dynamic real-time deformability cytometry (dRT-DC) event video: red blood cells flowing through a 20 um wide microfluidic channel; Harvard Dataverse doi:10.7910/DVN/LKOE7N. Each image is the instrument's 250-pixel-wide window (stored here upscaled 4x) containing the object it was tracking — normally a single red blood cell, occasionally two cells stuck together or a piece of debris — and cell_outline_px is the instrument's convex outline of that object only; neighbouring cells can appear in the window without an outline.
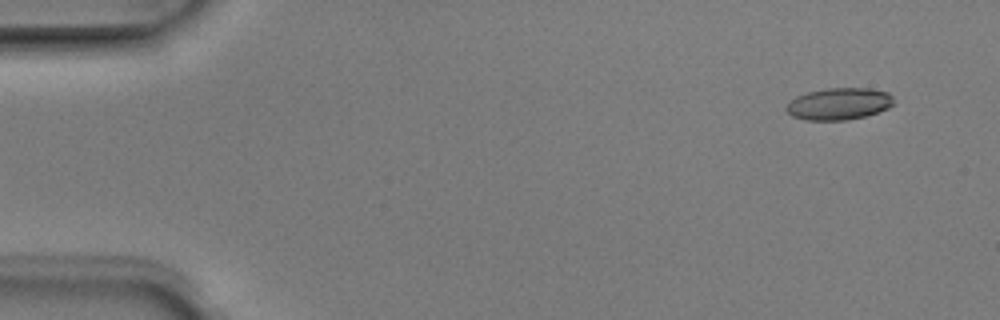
{"species": "Egyptian fruit bat (a non-hibernating species)", "species_latin": "Rousettus aegyptiacus", "temperature_condition": "room temperature", "stored_images_in_passage": 3, "camera_frame_rate_fps": 3000, "um_per_image_px": 0.085, "animal": {"sex": "male"}, "frame": {"image": 1, "passage_image": 1, "time_ms": 0.0, "image_size_px": [1000, 320], "cell_outline_px": [[892, 104], [888, 108], [864, 116], [844, 120], [804, 120], [792, 116], [784, 108], [796, 96], [808, 92], [828, 88], [868, 88], [888, 92], [892, 96]], "centroid_in_image_um": [71.28, 8.82], "position_along_channel_um": 13.7, "area_um2": 19.77}}